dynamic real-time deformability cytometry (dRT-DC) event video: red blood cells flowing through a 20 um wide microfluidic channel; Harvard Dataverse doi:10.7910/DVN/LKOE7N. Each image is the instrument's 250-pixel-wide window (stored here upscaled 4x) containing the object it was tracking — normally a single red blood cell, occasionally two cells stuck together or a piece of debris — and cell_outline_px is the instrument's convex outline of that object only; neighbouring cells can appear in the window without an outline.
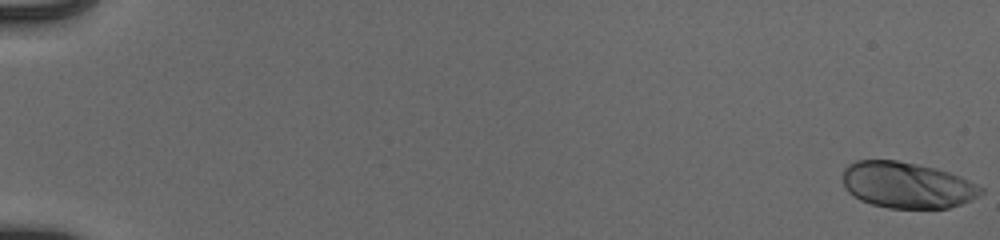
{"species": "human", "species_latin": "Homo sapiens", "temperature_condition": "cold", "stored_images_in_passage": 55, "camera_frame_rate_fps": 3000, "um_per_image_px": 0.085, "donor": {"sex": "male"}, "frame": {"image": 1, "passage_image": 1, "time_ms": 0.0, "image_size_px": [1000, 240], "cell_outline_px": [[984, 192], [980, 196], [960, 204], [948, 208], [888, 208], [872, 204], [860, 200], [848, 192], [844, 188], [844, 168], [848, 164], [856, 160], [896, 160], [936, 168], [948, 172], [968, 180], [984, 188]], "centroid_in_image_um": [77.09, 15.73], "position_along_channel_um": 7.9, "area_um2": 37.11}}
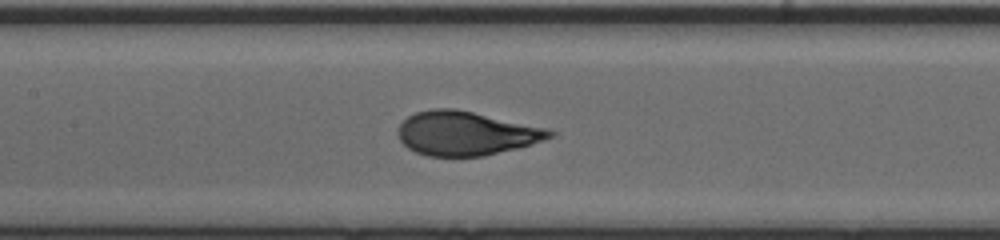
{"frame": {"image": 2, "passage_image": 29, "time_ms": 9.333, "image_size_px": [1000, 240], "cell_outline_px": [[556, 136], [544, 140], [516, 148], [484, 156], [428, 156], [416, 152], [408, 148], [400, 140], [396, 132], [400, 124], [408, 116], [416, 112], [432, 108], [456, 108], [548, 128], [556, 132]], "centroid_in_image_um": [39.61, 11.32], "position_along_channel_um": 167.8, "area_um2": 39.02}}
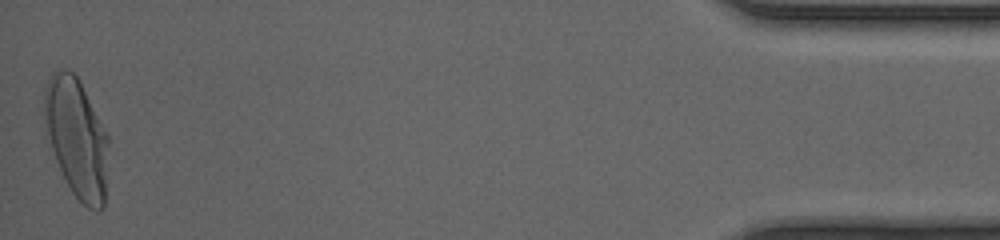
{"frame": {"image": 3, "passage_image": 55, "time_ms": 18.0, "image_size_px": [1000, 240], "cell_outline_px": [[108, 144], [104, 208], [100, 212], [96, 212], [88, 208], [72, 192], [56, 160], [44, 132], [44, 88], [52, 72], [60, 68], [68, 68], [80, 80], [108, 136]], "centroid_in_image_um": [6.49, 11.69], "position_along_channel_um": 428.7, "area_um2": 44.68}, "authors_computed_cell_mechanics": {"area_um2": 38.6104, "velocity_mm_per_s": 3.9261, "shape_relaxation_time_tau1_ms": 2.8591, "shape_relaxation_time_tau2_ms": null, "deformation_change_tau1": 0.1953, "deformation_change_tau2": null}}